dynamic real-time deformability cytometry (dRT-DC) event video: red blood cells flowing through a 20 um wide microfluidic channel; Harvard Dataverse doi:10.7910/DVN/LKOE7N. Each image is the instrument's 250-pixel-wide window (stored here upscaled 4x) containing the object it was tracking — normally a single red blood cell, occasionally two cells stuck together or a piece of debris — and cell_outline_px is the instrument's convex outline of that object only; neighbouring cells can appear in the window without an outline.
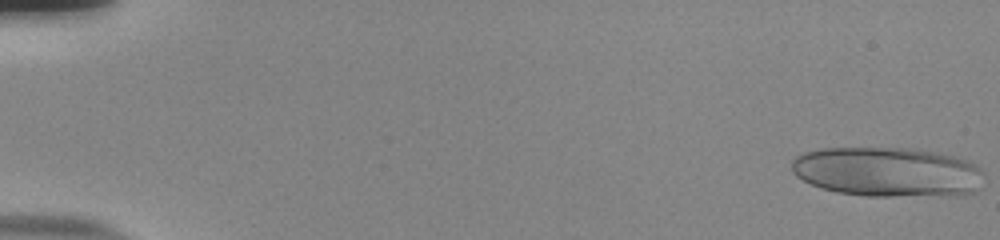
{"species": "human", "species_latin": "Homo sapiens", "temperature_condition": "room temperature", "stored_images_in_passage": 53, "camera_frame_rate_fps": 3000, "um_per_image_px": 0.085, "donor": {"sex": "male"}, "frame": {"image": 1, "passage_image": 1, "time_ms": 0.0, "image_size_px": [1000, 240], "cell_outline_px": [[984, 172], [968, 192], [892, 196], [864, 196], [836, 192], [812, 184], [796, 176], [792, 172], [792, 160], [796, 156], [804, 152], [824, 148], [908, 148], [932, 152], [952, 156], [964, 160], [972, 164]], "centroid_in_image_um": [75.26, 14.58], "position_along_channel_um": 9.7, "area_um2": 54.04}}
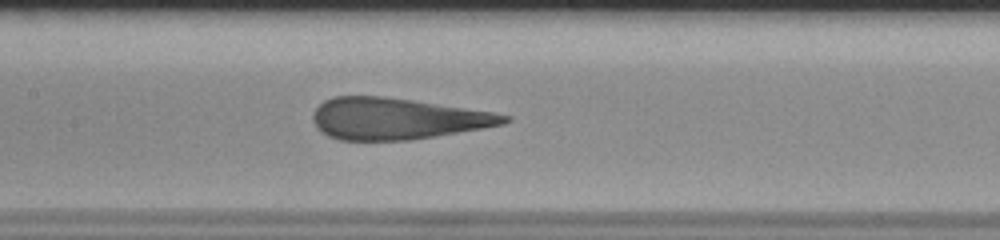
{"frame": {"image": 2, "passage_image": 27, "time_ms": 8.667, "image_size_px": [1000, 240], "cell_outline_px": [[512, 120], [504, 124], [484, 128], [412, 140], [340, 140], [328, 136], [312, 120], [312, 116], [316, 108], [324, 100], [332, 96], [384, 96], [412, 100], [492, 112], [512, 116]], "centroid_in_image_um": [33.76, 10.08], "position_along_channel_um": 173.6, "area_um2": 46.01}}
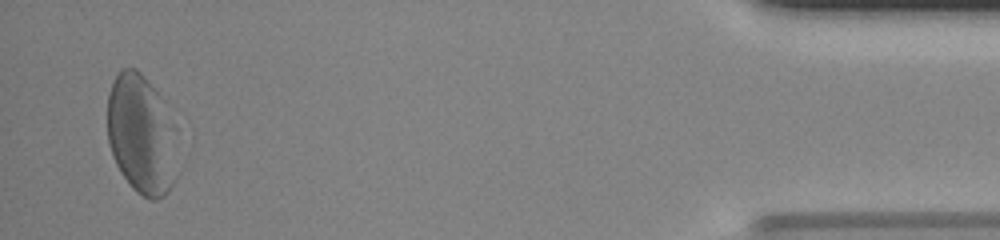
{"frame": {"image": 3, "passage_image": 52, "time_ms": 17.0, "image_size_px": [1000, 240], "cell_outline_px": [[172, 184], [168, 192], [164, 196], [156, 200], [152, 200], [136, 192], [132, 188], [120, 172], [112, 156], [108, 140], [108, 96], [112, 84], [116, 76], [124, 68], [136, 68], [144, 76], [160, 96], [172, 180]], "centroid_in_image_um": [11.8, 11.43], "position_along_channel_um": 423.4, "area_um2": 44.74}}